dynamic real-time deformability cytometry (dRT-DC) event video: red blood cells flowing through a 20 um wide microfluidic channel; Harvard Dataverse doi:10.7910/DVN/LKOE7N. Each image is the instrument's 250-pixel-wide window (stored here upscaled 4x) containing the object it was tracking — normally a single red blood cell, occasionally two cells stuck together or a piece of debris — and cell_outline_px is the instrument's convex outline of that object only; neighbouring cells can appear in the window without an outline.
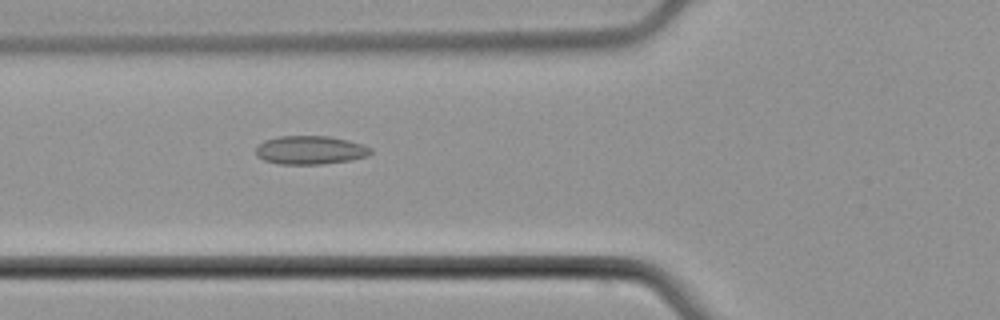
{"species": "common noctule bat (a hibernating species)", "species_latin": "Nyctalus noctula", "temperature_condition": "cold", "stored_images_in_passage": 4, "camera_frame_rate_fps": 3000, "um_per_image_px": 0.085, "animal": {"sex": "male", "body_mass_g": 21.5, "forearm_length_mm": 52.0}, "frame": {"image": 1, "passage_image": 4, "time_ms": 3.667, "image_size_px": [1000, 320], "cell_outline_px": [[372, 152], [368, 156], [348, 160], [320, 164], [280, 164], [264, 160], [256, 156], [256, 148], [264, 140], [280, 136], [328, 136], [348, 140], [364, 144], [372, 148]], "centroid_in_image_um": [26.38, 12.75], "position_along_channel_um": 99.4, "area_um2": 19.07}}